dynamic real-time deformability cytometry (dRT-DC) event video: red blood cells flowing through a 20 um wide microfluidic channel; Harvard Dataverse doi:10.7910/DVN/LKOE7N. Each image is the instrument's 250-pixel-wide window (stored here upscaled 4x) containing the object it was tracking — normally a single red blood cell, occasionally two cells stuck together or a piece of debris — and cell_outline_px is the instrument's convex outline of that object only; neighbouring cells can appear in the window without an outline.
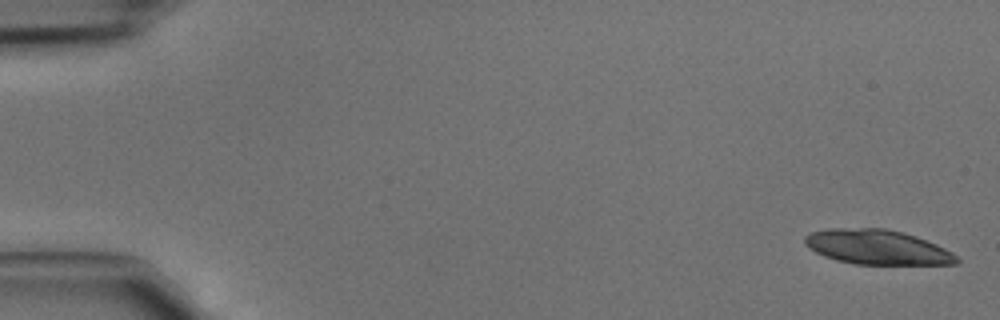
{"species": "common noctule bat (a hibernating species)", "species_latin": "Nyctalus noctula", "temperature_condition": "cold", "stored_images_in_passage": 17, "camera_frame_rate_fps": 3000, "um_per_image_px": 0.085, "animal": {"sex": "male", "body_mass_g": 15.6}, "frame": {"image": 1, "passage_image": 1, "time_ms": 0.0, "image_size_px": [1000, 320], "cell_outline_px": [[960, 260], [956, 264], [856, 264], [836, 260], [824, 256], [808, 248], [804, 244], [804, 236], [812, 232], [828, 228], [884, 228], [904, 232], [916, 236], [936, 244], [952, 252]], "centroid_in_image_um": [74.54, 21.0], "position_along_channel_um": 10.5, "area_um2": 30.75}}